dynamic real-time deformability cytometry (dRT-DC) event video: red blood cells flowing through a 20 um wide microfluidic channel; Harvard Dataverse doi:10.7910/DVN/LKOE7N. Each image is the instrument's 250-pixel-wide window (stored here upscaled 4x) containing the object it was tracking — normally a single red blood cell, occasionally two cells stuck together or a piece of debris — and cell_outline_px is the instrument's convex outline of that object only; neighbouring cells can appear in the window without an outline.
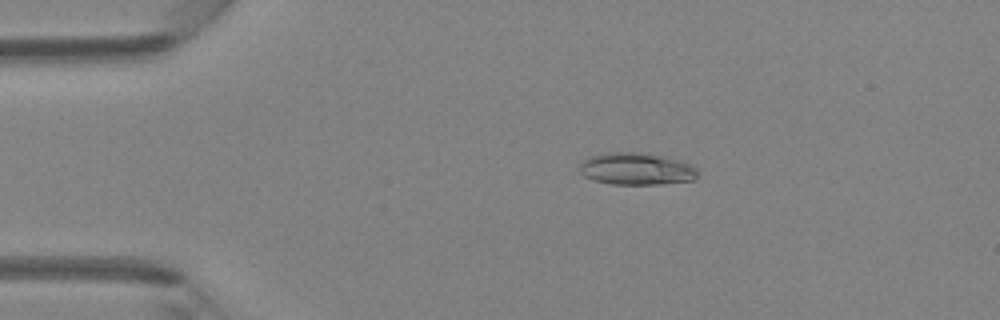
{"species": "Egyptian fruit bat (a non-hibernating species)", "species_latin": "Rousettus aegyptiacus", "temperature_condition": "room temperature", "stored_images_in_passage": 4, "camera_frame_rate_fps": 3000, "um_per_image_px": 0.085, "animal": {"sex": "female"}, "frame": {"image": 1, "passage_image": 3, "time_ms": 0.667, "image_size_px": [1000, 320], "cell_outline_px": [[696, 180], [660, 184], [612, 184], [596, 180], [584, 176], [580, 172], [580, 164], [588, 156], [608, 152], [648, 152], [676, 160], [688, 164], [696, 168]], "centroid_in_image_um": [54.07, 14.34], "position_along_channel_um": 30.9, "area_um2": 22.02}}